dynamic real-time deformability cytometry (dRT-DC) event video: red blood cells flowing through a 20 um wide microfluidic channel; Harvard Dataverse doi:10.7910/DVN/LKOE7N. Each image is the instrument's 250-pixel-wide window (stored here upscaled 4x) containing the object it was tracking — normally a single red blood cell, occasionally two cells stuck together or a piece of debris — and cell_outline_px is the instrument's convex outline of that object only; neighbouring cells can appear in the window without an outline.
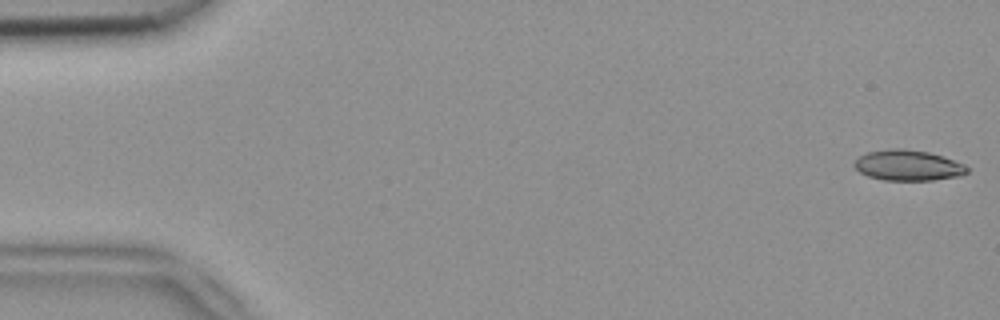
{"species": "common noctule bat (a hibernating species)", "species_latin": "Nyctalus noctula", "temperature_condition": "room temperature", "stored_images_in_passage": 4, "camera_frame_rate_fps": 3000, "um_per_image_px": 0.085, "animal": {"sex": "female", "body_mass_g": 18.4}, "frame": {"image": 1, "passage_image": 1, "time_ms": 0.0, "image_size_px": [1000, 320], "cell_outline_px": [[968, 172], [960, 176], [932, 180], [884, 180], [868, 176], [860, 172], [852, 164], [860, 156], [868, 152], [896, 148], [904, 148], [928, 152], [944, 156], [964, 164], [968, 168]], "centroid_in_image_um": [77.2, 14.05], "position_along_channel_um": 7.8, "area_um2": 20.06}}